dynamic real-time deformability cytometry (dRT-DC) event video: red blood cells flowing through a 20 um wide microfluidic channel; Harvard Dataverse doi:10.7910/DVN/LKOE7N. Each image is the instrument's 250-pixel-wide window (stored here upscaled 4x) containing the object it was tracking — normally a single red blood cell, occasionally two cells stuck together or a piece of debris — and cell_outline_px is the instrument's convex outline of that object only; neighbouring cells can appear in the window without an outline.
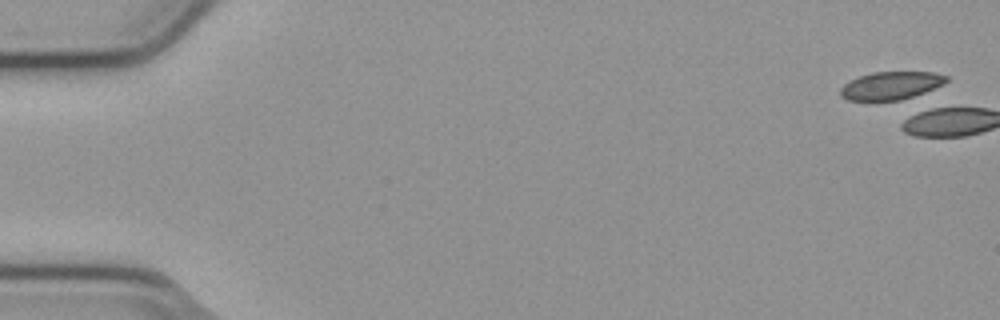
{"species": "common noctule bat (a hibernating species)", "species_latin": "Nyctalus noctula", "temperature_condition": "cold", "stored_images_in_passage": 3, "camera_frame_rate_fps": 3000, "um_per_image_px": 0.085, "animal": {"sex": "male", "body_mass_g": 23.1, "forearm_length_mm": 52.7}, "frame": {"image": 1, "passage_image": 1, "time_ms": 0.0, "image_size_px": [1000, 320], "cell_outline_px": [[948, 80], [944, 84], [924, 92], [900, 100], [848, 100], [840, 96], [840, 88], [844, 84], [860, 76], [872, 72], [932, 72], [948, 76]], "centroid_in_image_um": [75.73, 7.27], "position_along_channel_um": 9.3, "area_um2": 17.05}}